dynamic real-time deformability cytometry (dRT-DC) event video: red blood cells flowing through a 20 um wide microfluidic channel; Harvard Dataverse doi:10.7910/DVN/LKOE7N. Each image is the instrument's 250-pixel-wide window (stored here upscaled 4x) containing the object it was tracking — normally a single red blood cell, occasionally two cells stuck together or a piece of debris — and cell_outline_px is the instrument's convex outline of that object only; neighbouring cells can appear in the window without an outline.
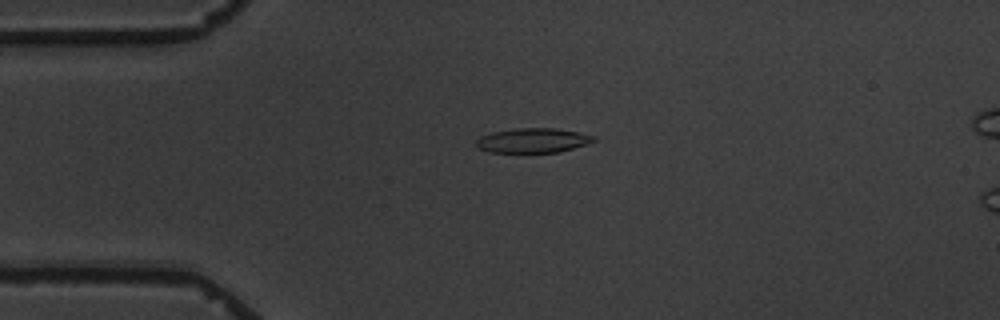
{"species": "common noctule bat (a hibernating species)", "species_latin": "Nyctalus noctula", "temperature_condition": "warm", "stored_images_in_passage": 5, "camera_frame_rate_fps": 3000, "um_per_image_px": 0.085, "animal": {"sex": "male", "body_mass_g": 19.5, "forearm_length_mm": 54.6}, "frame": {"image": 1, "passage_image": 5, "time_ms": 5.333, "image_size_px": [1000, 320], "cell_outline_px": [[596, 140], [588, 144], [560, 152], [488, 152], [476, 148], [476, 140], [480, 136], [492, 132], [516, 128], [556, 128], [596, 136]], "centroid_in_image_um": [45.28, 11.94], "position_along_channel_um": 39.7, "area_um2": 16.94}}